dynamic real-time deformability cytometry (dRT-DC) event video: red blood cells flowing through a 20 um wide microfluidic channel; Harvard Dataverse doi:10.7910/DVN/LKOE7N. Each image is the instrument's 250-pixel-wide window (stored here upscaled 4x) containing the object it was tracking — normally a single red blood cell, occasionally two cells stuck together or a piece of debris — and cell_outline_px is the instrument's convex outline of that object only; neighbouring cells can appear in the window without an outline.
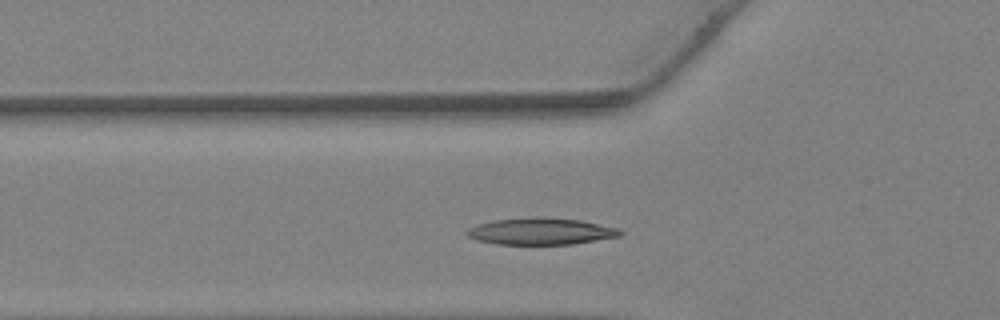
{"species": "Egyptian fruit bat (a non-hibernating species)", "species_latin": "Rousettus aegyptiacus", "temperature_condition": "warm", "stored_images_in_passage": 19, "camera_frame_rate_fps": 3000, "um_per_image_px": 0.085, "animal": {"sex": "female"}, "frame": {"image": 1, "passage_image": 2, "time_ms": 0.333, "image_size_px": [1000, 320], "cell_outline_px": [[624, 232], [620, 236], [572, 244], [496, 244], [476, 240], [468, 236], [464, 232], [468, 228], [480, 224], [496, 220], [580, 220], [616, 228]], "centroid_in_image_um": [45.96, 19.72], "position_along_channel_um": 79.8, "area_um2": 22.48}}
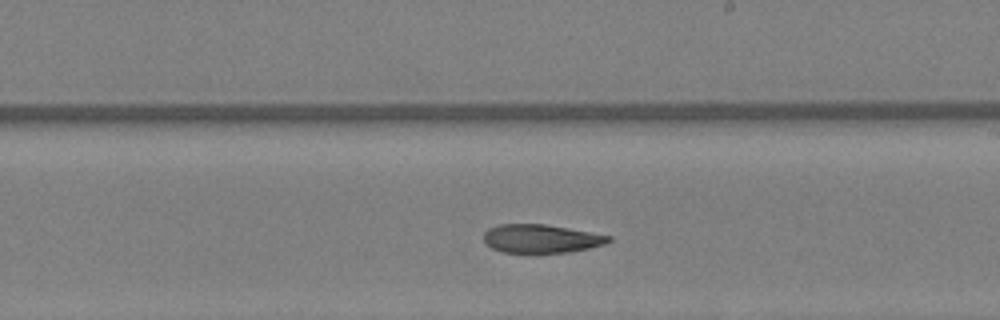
{"frame": {"image": 2, "passage_image": 11, "time_ms": 3.333, "image_size_px": [1000, 320], "cell_outline_px": [[612, 240], [604, 244], [588, 248], [568, 252], [504, 252], [492, 248], [484, 244], [484, 232], [488, 228], [500, 224], [544, 224], [568, 228], [612, 236]], "centroid_in_image_um": [45.97, 20.27], "position_along_channel_um": 243.0, "area_um2": 20.58}}
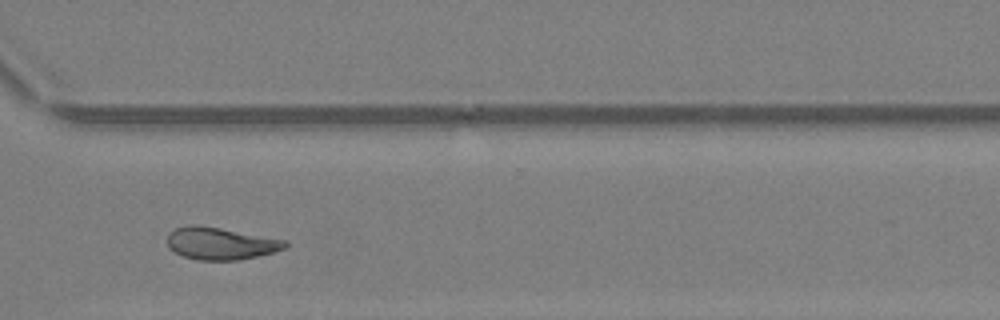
{"frame": {"image": 3, "passage_image": 17, "time_ms": 5.333, "image_size_px": [1000, 320], "cell_outline_px": [[288, 244], [284, 248], [272, 252], [240, 260], [196, 260], [184, 256], [168, 248], [168, 232], [176, 228], [220, 228], [288, 240]], "centroid_in_image_um": [18.8, 20.73], "position_along_channel_um": 351.8, "area_um2": 21.39}}